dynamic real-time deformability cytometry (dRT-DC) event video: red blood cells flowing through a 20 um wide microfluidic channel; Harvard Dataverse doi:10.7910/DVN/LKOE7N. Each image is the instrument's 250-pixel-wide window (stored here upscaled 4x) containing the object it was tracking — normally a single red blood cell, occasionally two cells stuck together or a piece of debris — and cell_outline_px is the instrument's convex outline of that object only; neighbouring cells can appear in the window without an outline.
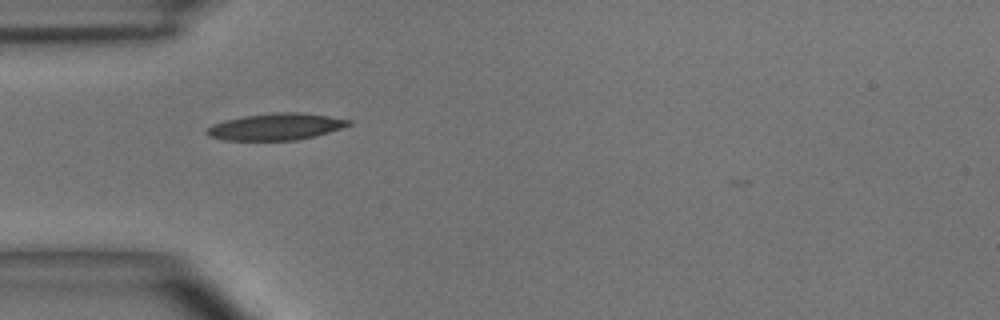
{"species": "common noctule bat (a hibernating species)", "species_latin": "Nyctalus noctula", "temperature_condition": "room temperature", "stored_images_in_passage": 35, "camera_frame_rate_fps": 3000, "um_per_image_px": 0.085, "animal": {"sex": "male", "body_mass_g": 15.6}, "frame": {"image": 1, "passage_image": 1, "time_ms": 0.0, "image_size_px": [1000, 320], "cell_outline_px": [[352, 124], [316, 136], [296, 140], [224, 140], [208, 136], [204, 132], [212, 124], [224, 120], [244, 116], [276, 112], [300, 112], [328, 116], [352, 120]], "centroid_in_image_um": [23.43, 10.77], "position_along_channel_um": 61.6, "area_um2": 22.08}}
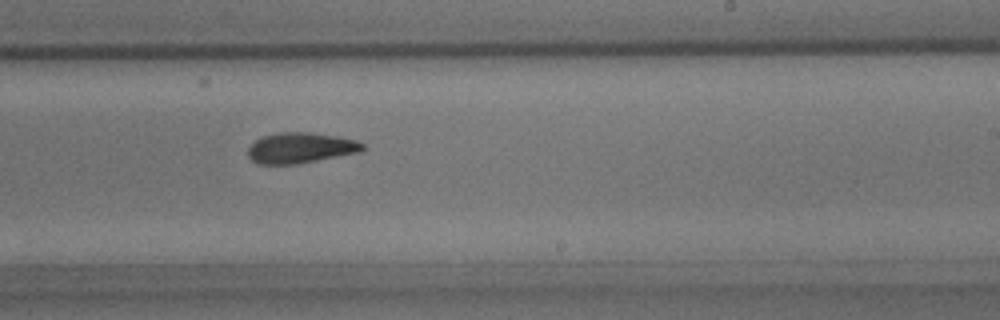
{"frame": {"image": 2, "passage_image": 16, "time_ms": 5.0, "image_size_px": [1000, 320], "cell_outline_px": [[364, 148], [360, 152], [296, 164], [256, 164], [248, 156], [248, 148], [256, 140], [264, 136], [280, 132], [308, 132], [336, 136], [356, 140], [364, 144]], "centroid_in_image_um": [25.53, 12.57], "position_along_channel_um": 263.5, "area_um2": 20.29}}
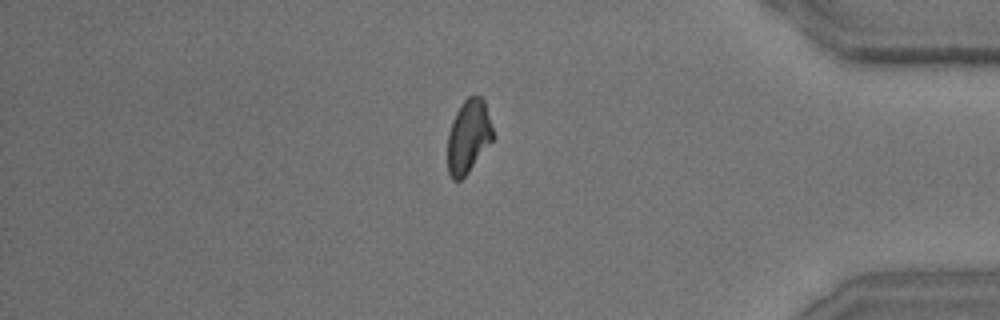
{"frame": {"image": 3, "passage_image": 28, "time_ms": 9.0, "image_size_px": [1000, 320], "cell_outline_px": [[496, 136], [468, 172], [460, 180], [452, 180], [448, 172], [448, 132], [452, 120], [460, 104], [468, 96], [480, 96], [484, 100]], "centroid_in_image_um": [39.83, 11.58], "position_along_channel_um": 395.4, "area_um2": 19.54}, "authors_computed_cell_mechanics": {"area_um2": 20.1144, "velocity_mm_per_s": 4.0528, "shape_relaxation_time_tau1_ms": 2.8132, "shape_relaxation_time_tau2_ms": 3.5742, "deformation_change_tau1": 0.1298, "deformation_change_tau2": 0.1182}}